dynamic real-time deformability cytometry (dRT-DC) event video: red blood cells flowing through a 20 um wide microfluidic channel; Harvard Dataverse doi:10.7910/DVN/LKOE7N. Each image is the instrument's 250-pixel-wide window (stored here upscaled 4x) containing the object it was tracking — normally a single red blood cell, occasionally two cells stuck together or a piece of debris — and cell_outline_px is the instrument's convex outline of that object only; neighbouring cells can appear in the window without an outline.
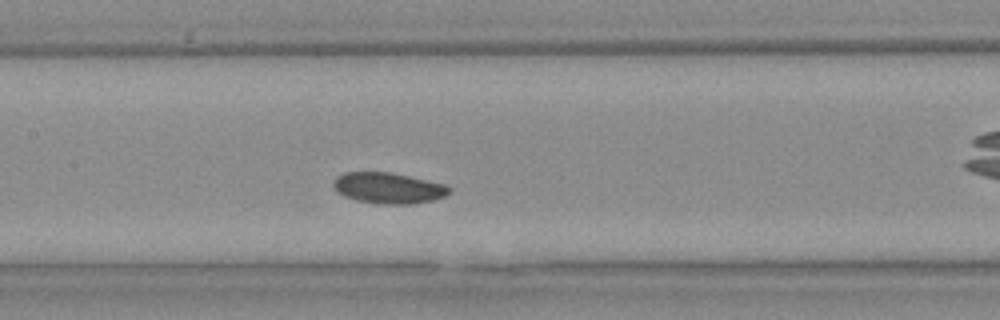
{"species": "Egyptian fruit bat (a non-hibernating species)", "species_latin": "Rousettus aegyptiacus", "temperature_condition": "warm", "stored_images_in_passage": 23, "camera_frame_rate_fps": 3000, "um_per_image_px": 0.085, "animal": {"sex": "female"}, "frame": {"image": 1, "passage_image": 7, "time_ms": 2.0, "image_size_px": [1000, 320], "cell_outline_px": [[452, 192], [444, 196], [432, 200], [412, 204], [380, 204], [356, 200], [344, 196], [336, 192], [332, 184], [336, 176], [344, 172], [392, 172], [444, 184], [452, 188]], "centroid_in_image_um": [32.99, 15.98], "position_along_channel_um": 174.4, "area_um2": 21.04}}